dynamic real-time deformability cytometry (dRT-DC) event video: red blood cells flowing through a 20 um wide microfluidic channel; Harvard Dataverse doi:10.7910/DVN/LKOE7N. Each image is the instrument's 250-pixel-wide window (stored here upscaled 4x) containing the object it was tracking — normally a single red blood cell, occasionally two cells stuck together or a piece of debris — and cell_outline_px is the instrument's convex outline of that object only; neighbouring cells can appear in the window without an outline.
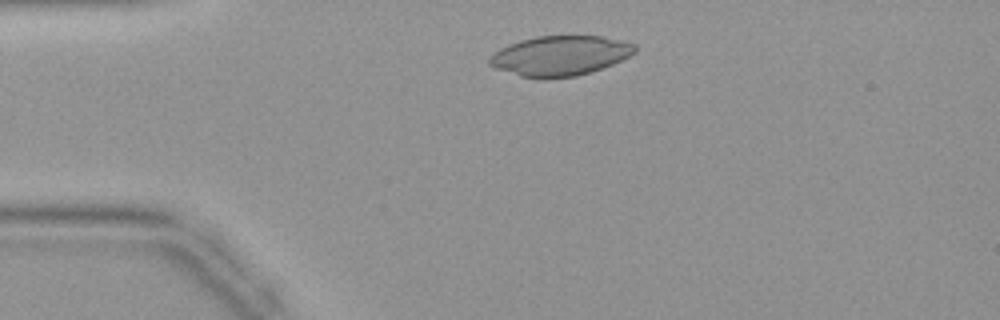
{"species": "common noctule bat (a hibernating species)", "species_latin": "Nyctalus noctula", "temperature_condition": "warm", "stored_images_in_passage": 39, "camera_frame_rate_fps": 3000, "um_per_image_px": 0.085, "animal": {"sex": "female", "body_mass_g": 19.9}, "frame": {"image": 1, "passage_image": 5, "time_ms": 1.333, "image_size_px": [1000, 320], "cell_outline_px": [[636, 52], [612, 64], [592, 72], [576, 76], [544, 80], [540, 80], [520, 76], [496, 68], [488, 64], [488, 56], [500, 48], [508, 44], [520, 40], [536, 36], [600, 36], [620, 40], [636, 44]], "centroid_in_image_um": [47.56, 4.75], "position_along_channel_um": 37.4, "area_um2": 34.16}}
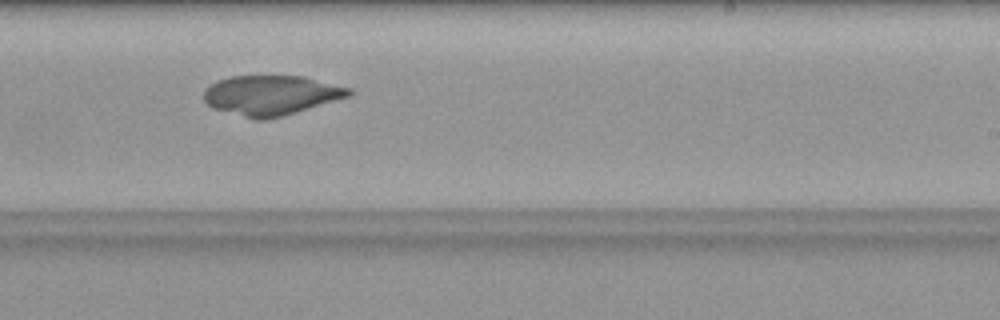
{"frame": {"image": 2, "passage_image": 22, "time_ms": 7.0, "image_size_px": [1000, 320], "cell_outline_px": [[352, 96], [296, 112], [264, 120], [256, 120], [212, 108], [204, 100], [204, 92], [216, 80], [228, 76], [304, 76], [352, 88]], "centroid_in_image_um": [23.07, 8.09], "position_along_channel_um": 265.9, "area_um2": 33.7}}
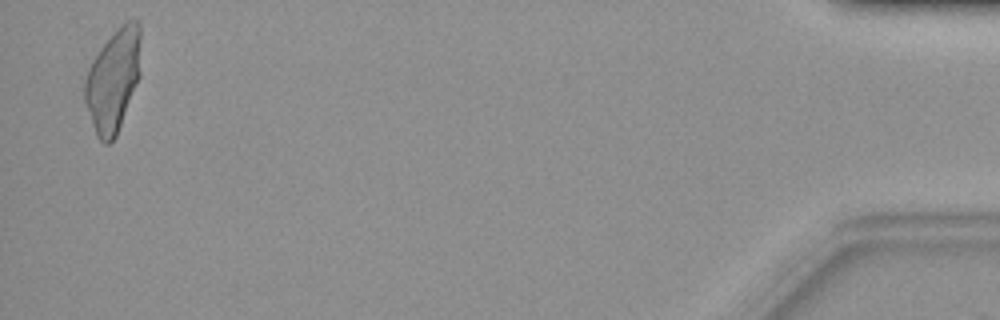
{"frame": {"image": 3, "passage_image": 38, "time_ms": 12.333, "image_size_px": [1000, 320], "cell_outline_px": [[140, 76], [116, 136], [108, 144], [104, 144], [96, 136], [84, 100], [84, 80], [88, 68], [92, 60], [100, 48], [128, 20], [140, 20]], "centroid_in_image_um": [9.62, 6.85], "position_along_channel_um": 425.6, "area_um2": 33.23}}